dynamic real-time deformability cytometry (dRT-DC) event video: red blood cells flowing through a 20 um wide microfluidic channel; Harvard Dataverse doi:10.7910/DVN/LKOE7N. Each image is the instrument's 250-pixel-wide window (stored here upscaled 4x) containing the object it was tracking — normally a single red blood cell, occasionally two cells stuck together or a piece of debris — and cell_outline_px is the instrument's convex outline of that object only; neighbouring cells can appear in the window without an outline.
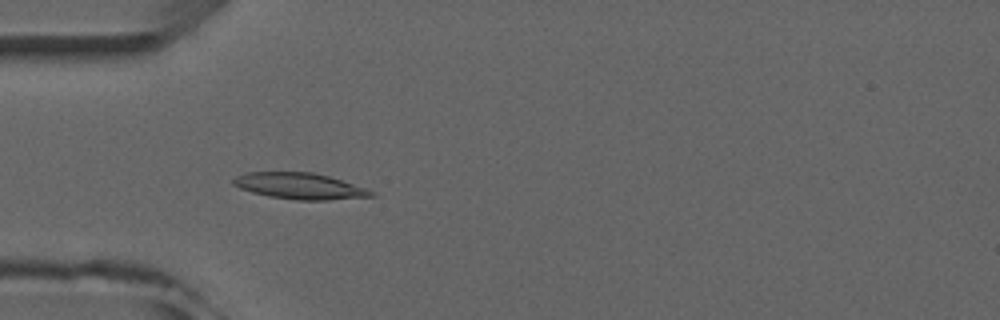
{"species": "common noctule bat (a hibernating species)", "species_latin": "Nyctalus noctula", "temperature_condition": "room temperature", "stored_images_in_passage": 8, "camera_frame_rate_fps": 3000, "um_per_image_px": 0.085, "animal": {"sex": "male", "forearm_length_mm": 52.5}, "frame": {"image": 1, "passage_image": 4, "time_ms": 3.333, "image_size_px": [1000, 320], "cell_outline_px": [[376, 196], [328, 200], [296, 200], [268, 196], [252, 192], [240, 188], [232, 184], [232, 180], [236, 176], [244, 172], [312, 172], [328, 176], [376, 192]], "centroid_in_image_um": [25.44, 15.81], "position_along_channel_um": 59.6, "area_um2": 20.98}}
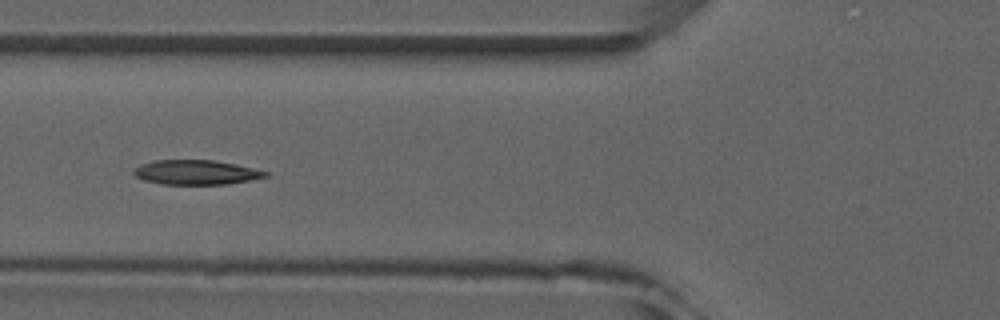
{"frame": {"image": 2, "passage_image": 5, "time_ms": 4.667, "image_size_px": [1000, 320], "cell_outline_px": [[268, 176], [228, 184], [160, 184], [144, 180], [136, 176], [132, 172], [140, 164], [156, 160], [212, 160], [236, 164], [268, 172]], "centroid_in_image_um": [16.64, 14.65], "position_along_channel_um": 109.2, "area_um2": 18.67}}
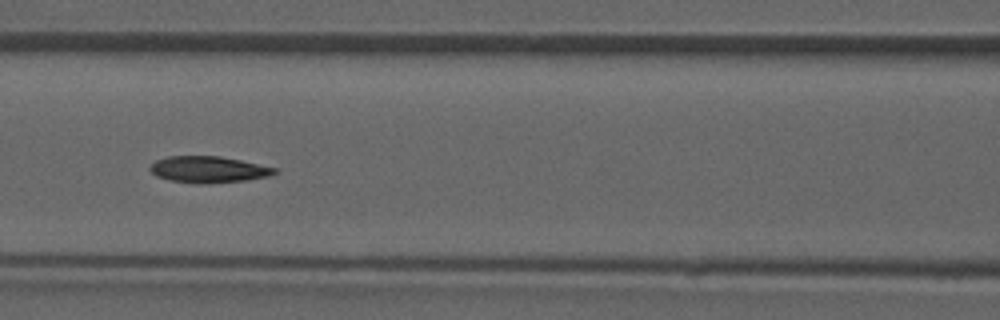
{"frame": {"image": 3, "passage_image": 6, "time_ms": 5.667, "image_size_px": [1000, 320], "cell_outline_px": [[276, 172], [268, 176], [248, 180], [204, 184], [196, 184], [168, 180], [156, 176], [148, 168], [156, 160], [168, 156], [220, 156], [240, 160], [276, 168]], "centroid_in_image_um": [17.67, 14.41], "position_along_channel_um": 148.9, "area_um2": 19.19}}